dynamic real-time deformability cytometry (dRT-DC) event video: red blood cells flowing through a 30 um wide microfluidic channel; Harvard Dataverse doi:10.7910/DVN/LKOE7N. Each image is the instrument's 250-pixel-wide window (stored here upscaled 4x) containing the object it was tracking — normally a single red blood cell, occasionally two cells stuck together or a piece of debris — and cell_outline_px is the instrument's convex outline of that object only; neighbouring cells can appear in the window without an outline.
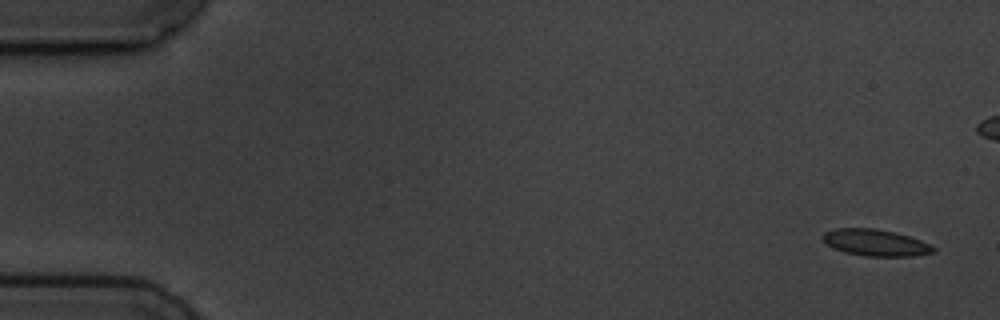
{"species": "common noctule bat (a hibernating species)", "species_latin": "Nyctalus noctula", "temperature_condition": "cold", "stored_images_in_passage": 6, "camera_frame_rate_fps": 3000, "um_per_image_px": 0.085, "animal": {"sex": "male", "body_mass_g": 19.5, "forearm_length_mm": 54.6}, "frame": {"image": 1, "passage_image": 1, "time_ms": 0.0, "image_size_px": [1000, 320], "cell_outline_px": [[936, 252], [912, 256], [864, 256], [844, 252], [832, 248], [820, 236], [824, 232], [836, 228], [876, 228], [896, 232], [920, 240], [936, 248]], "centroid_in_image_um": [74.4, 20.62], "position_along_channel_um": 10.6, "area_um2": 17.22}}